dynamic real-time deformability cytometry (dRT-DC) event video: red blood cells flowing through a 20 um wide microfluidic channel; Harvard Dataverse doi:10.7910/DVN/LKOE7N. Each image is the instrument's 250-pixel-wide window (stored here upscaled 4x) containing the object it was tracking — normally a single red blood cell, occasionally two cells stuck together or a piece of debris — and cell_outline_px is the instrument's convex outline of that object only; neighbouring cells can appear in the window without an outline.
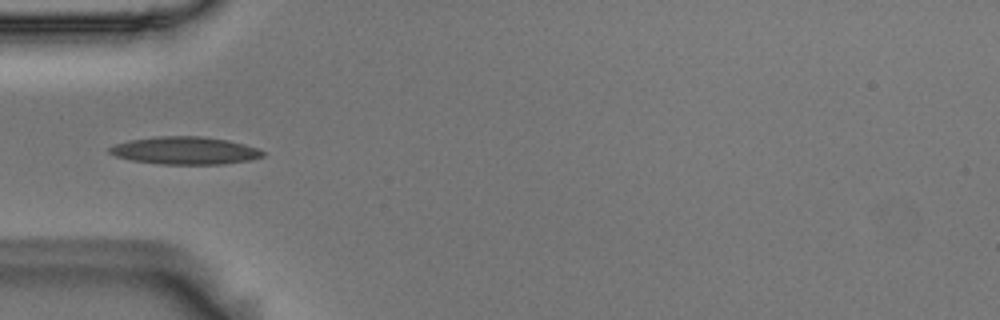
{"species": "Egyptian fruit bat (a non-hibernating species)", "species_latin": "Rousettus aegyptiacus", "temperature_condition": "room temperature", "stored_images_in_passage": 38, "camera_frame_rate_fps": 3000, "um_per_image_px": 0.085, "animal": {"sex": "male"}, "frame": {"image": 1, "passage_image": 1, "time_ms": 0.0, "image_size_px": [1000, 320], "cell_outline_px": [[264, 156], [248, 160], [224, 164], [160, 164], [132, 160], [116, 156], [108, 152], [108, 148], [116, 144], [128, 140], [152, 136], [200, 136], [228, 140], [244, 144], [256, 148], [264, 152]], "centroid_in_image_um": [15.69, 12.79], "position_along_channel_um": 69.3, "area_um2": 24.62}}
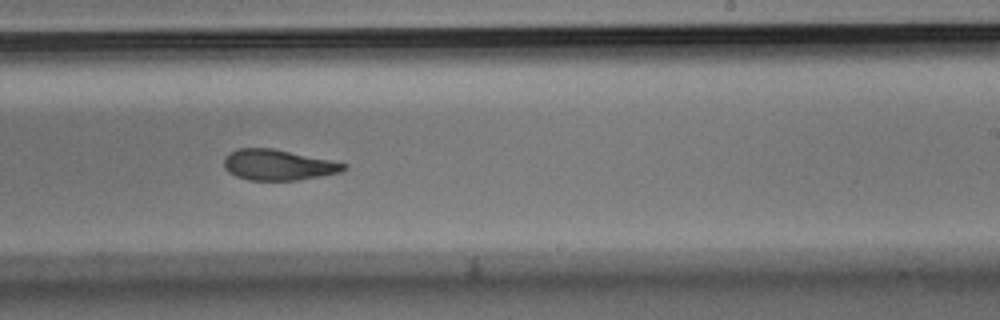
{"frame": {"image": 2, "passage_image": 17, "time_ms": 5.333, "image_size_px": [1000, 320], "cell_outline_px": [[348, 168], [340, 172], [320, 176], [296, 180], [248, 180], [236, 176], [228, 172], [224, 168], [224, 160], [232, 152], [240, 148], [272, 148], [348, 164]], "centroid_in_image_um": [23.64, 14.03], "position_along_channel_um": 265.4, "area_um2": 21.1}}
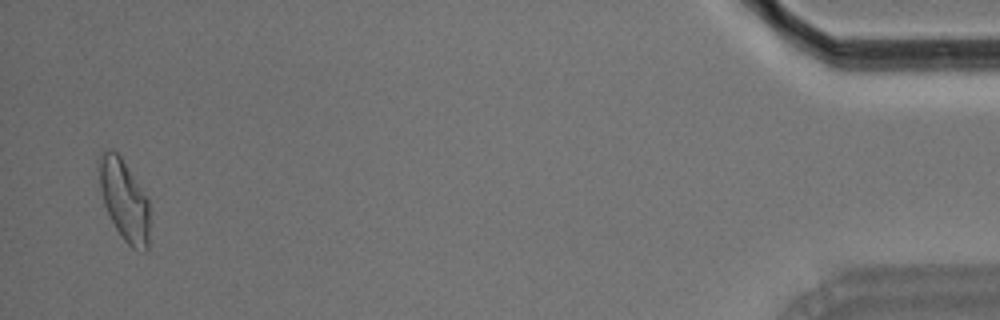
{"frame": {"image": 3, "passage_image": 37, "time_ms": 12.0, "image_size_px": [1000, 320], "cell_outline_px": [[148, 248], [144, 252], [132, 248], [120, 236], [104, 204], [100, 188], [96, 160], [108, 148], [112, 148], [120, 156], [148, 200]], "centroid_in_image_um": [10.52, 16.99], "position_along_channel_um": 424.7, "area_um2": 23.58}, "authors_computed_cell_mechanics": {"area_um2": 22.7732, "velocity_mm_per_s": 3.668, "shape_relaxation_time_tau1_ms": null, "shape_relaxation_time_tau2_ms": 2.9365, "deformation_change_tau1": null, "deformation_change_tau2": 0.1033}}